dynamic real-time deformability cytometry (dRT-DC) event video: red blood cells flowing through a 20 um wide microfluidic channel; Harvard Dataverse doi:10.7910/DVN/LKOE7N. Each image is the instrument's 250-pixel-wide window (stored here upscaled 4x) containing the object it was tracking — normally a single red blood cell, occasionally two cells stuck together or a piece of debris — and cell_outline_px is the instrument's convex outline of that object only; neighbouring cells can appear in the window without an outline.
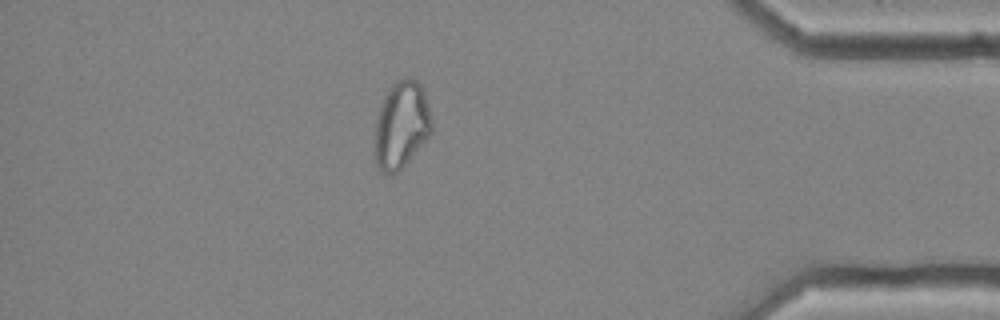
{"species": "common noctule bat (a hibernating species)", "species_latin": "Nyctalus noctula", "temperature_condition": "cold", "stored_images_in_passage": 48, "camera_frame_rate_fps": 3000, "um_per_image_px": 0.085, "animal": {"sex": "female", "body_mass_g": 25.1}, "frame": {"image": 1, "passage_image": 41, "time_ms": 13.333, "image_size_px": [1000, 320], "cell_outline_px": [[432, 132], [408, 160], [392, 176], [384, 172], [376, 164], [376, 120], [384, 96], [388, 88], [396, 80], [404, 76], [408, 76], [416, 80], [424, 88], [432, 120]], "centroid_in_image_um": [34.14, 10.55], "position_along_channel_um": 401.1, "area_um2": 28.67}, "authors_computed_cell_mechanics": {"area_um2": 28.0908, "velocity_mm_per_s": 3.6503, "shape_relaxation_time_tau1_ms": null, "shape_relaxation_time_tau2_ms": 3.6474, "deformation_change_tau1": null, "deformation_change_tau2": 0.1067}}